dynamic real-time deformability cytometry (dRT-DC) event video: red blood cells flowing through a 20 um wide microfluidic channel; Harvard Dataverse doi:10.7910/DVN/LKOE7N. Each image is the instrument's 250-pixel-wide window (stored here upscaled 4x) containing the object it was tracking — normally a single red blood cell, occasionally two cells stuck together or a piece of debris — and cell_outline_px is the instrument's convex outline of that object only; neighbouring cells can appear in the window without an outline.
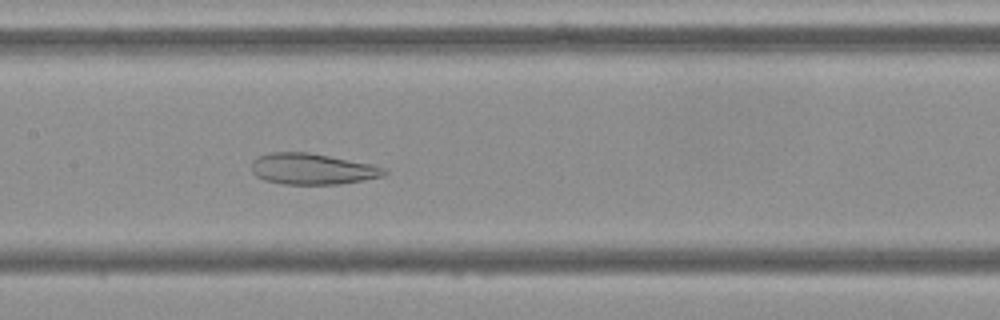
{"species": "Egyptian fruit bat (a non-hibernating species)", "species_latin": "Rousettus aegyptiacus", "temperature_condition": "cold", "stored_images_in_passage": 52, "camera_frame_rate_fps": 3000, "um_per_image_px": 0.085, "frame": {"image": 1, "passage_image": 24, "time_ms": 7.667, "image_size_px": [1000, 320], "cell_outline_px": [[388, 172], [384, 176], [364, 180], [340, 184], [280, 184], [264, 180], [256, 176], [252, 172], [252, 160], [256, 156], [272, 152], [308, 152], [372, 164], [384, 168]], "centroid_in_image_um": [26.52, 14.36], "position_along_channel_um": 180.9, "area_um2": 24.16}}
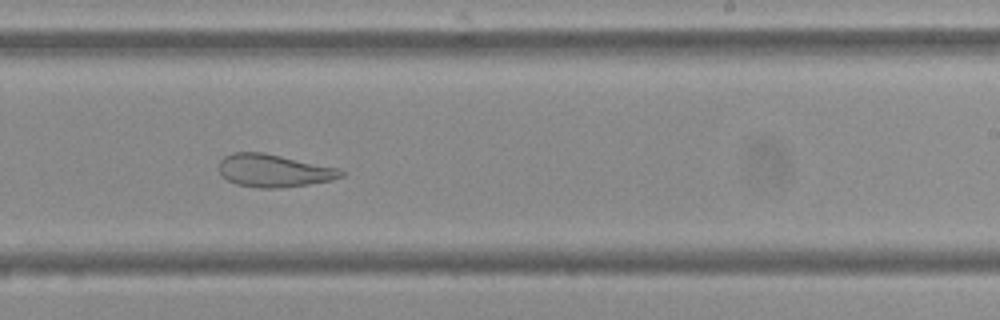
{"frame": {"image": 2, "passage_image": 31, "time_ms": 10.0, "image_size_px": [1000, 320], "cell_outline_px": [[344, 176], [332, 180], [308, 184], [280, 188], [260, 188], [236, 184], [228, 180], [220, 172], [220, 160], [224, 156], [232, 152], [264, 152], [340, 168], [344, 172]], "centroid_in_image_um": [23.3, 14.49], "position_along_channel_um": 265.7, "area_um2": 23.35}}
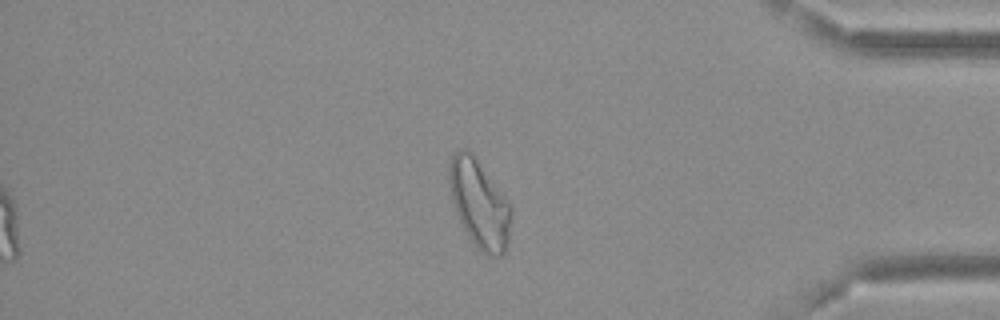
{"frame": {"image": 3, "passage_image": 44, "time_ms": 14.333, "image_size_px": [1000, 320], "cell_outline_px": [[512, 216], [508, 244], [504, 252], [500, 256], [488, 256], [480, 252], [468, 236], [456, 212], [452, 200], [448, 180], [448, 168], [452, 156], [460, 148], [468, 148], [508, 200], [512, 208]], "centroid_in_image_um": [40.76, 17.34], "position_along_channel_um": 394.4, "area_um2": 31.85}}